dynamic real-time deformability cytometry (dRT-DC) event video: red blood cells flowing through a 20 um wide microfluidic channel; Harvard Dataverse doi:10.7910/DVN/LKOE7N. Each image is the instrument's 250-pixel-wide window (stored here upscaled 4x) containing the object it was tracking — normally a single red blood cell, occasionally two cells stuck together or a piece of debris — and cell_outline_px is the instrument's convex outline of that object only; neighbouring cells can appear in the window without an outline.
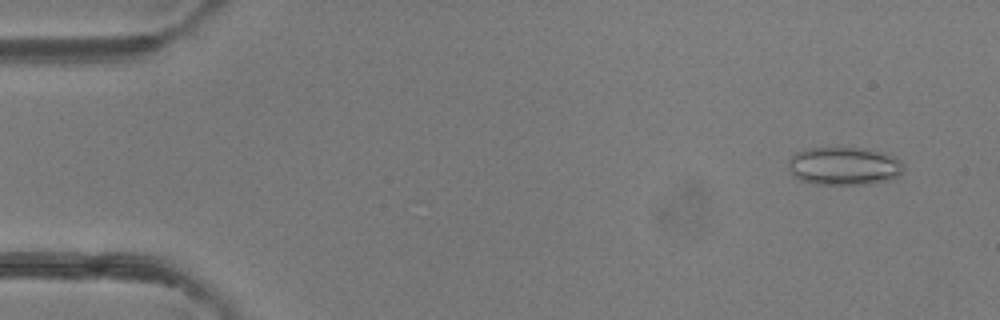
{"species": "common noctule bat (a hibernating species)", "species_latin": "Nyctalus noctula", "temperature_condition": "room temperature", "stored_images_in_passage": 50, "camera_frame_rate_fps": 3000, "um_per_image_px": 0.085, "animal": {"sex": "female"}, "frame": {"image": 1, "passage_image": 4, "time_ms": 1.0, "image_size_px": [1000, 320], "cell_outline_px": [[904, 168], [896, 176], [888, 180], [868, 184], [816, 184], [800, 180], [792, 176], [788, 168], [788, 160], [796, 152], [808, 148], [864, 148], [884, 152], [900, 160], [904, 164]], "centroid_in_image_um": [71.71, 14.11], "position_along_channel_um": 13.3, "area_um2": 25.66}}
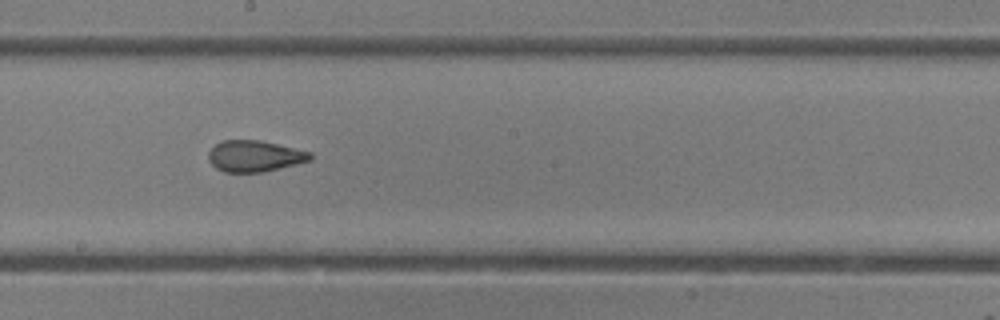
{"frame": {"image": 2, "passage_image": 28, "time_ms": 9.0, "image_size_px": [1000, 320], "cell_outline_px": [[312, 160], [264, 172], [224, 172], [216, 168], [208, 160], [208, 152], [220, 140], [260, 140], [312, 152]], "centroid_in_image_um": [21.64, 13.27], "position_along_channel_um": 226.6, "area_um2": 18.61}}
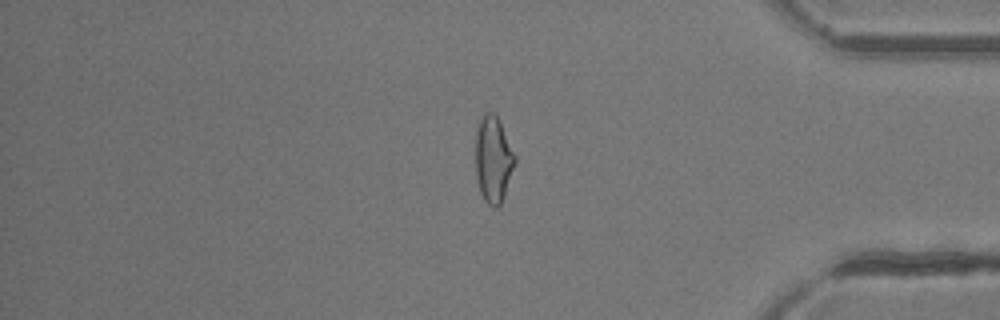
{"frame": {"image": 3, "passage_image": 42, "time_ms": 13.667, "image_size_px": [1000, 320], "cell_outline_px": [[516, 160], [500, 204], [496, 208], [492, 208], [484, 200], [480, 192], [476, 176], [476, 128], [484, 112], [492, 112], [500, 120], [516, 156]], "centroid_in_image_um": [41.91, 13.52], "position_along_channel_um": 393.3, "area_um2": 19.71}, "authors_computed_cell_mechanics": {"area_um2": 20.519, "velocity_mm_per_s": 4.1646, "shape_relaxation_time_tau1_ms": 6.1342, "shape_relaxation_time_tau2_ms": 1.2334, "deformation_change_tau1": 0.1541, "deformation_change_tau2": 0.0739}}